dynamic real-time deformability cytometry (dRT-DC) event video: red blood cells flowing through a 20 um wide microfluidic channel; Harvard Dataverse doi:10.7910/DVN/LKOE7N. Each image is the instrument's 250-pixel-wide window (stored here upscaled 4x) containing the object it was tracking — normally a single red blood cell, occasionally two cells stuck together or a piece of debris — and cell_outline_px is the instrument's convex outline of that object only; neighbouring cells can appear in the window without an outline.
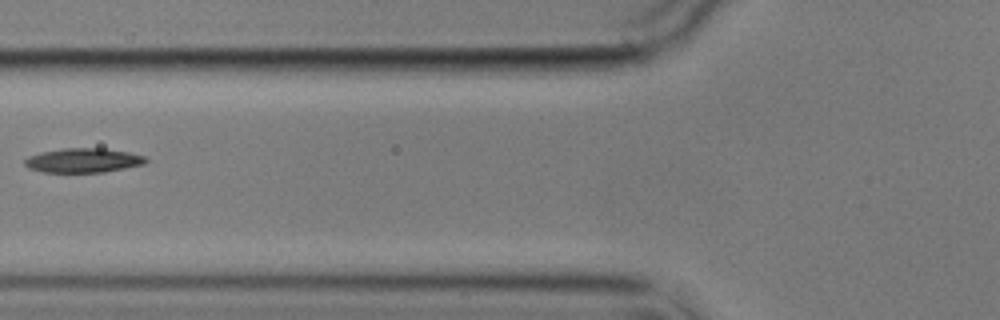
{"species": "common noctule bat (a hibernating species)", "species_latin": "Nyctalus noctula", "temperature_condition": "cold", "stored_images_in_passage": 6, "camera_frame_rate_fps": 3000, "um_per_image_px": 0.085, "animal": {"sex": "male", "body_mass_g": 17.9}, "frame": {"image": 1, "passage_image": 6, "time_ms": 7.0, "image_size_px": [1000, 320], "cell_outline_px": [[148, 160], [144, 164], [104, 172], [44, 172], [28, 168], [24, 164], [24, 160], [28, 156], [40, 152], [64, 148], [104, 148], [128, 152], [144, 156]], "centroid_in_image_um": [7.05, 13.63], "position_along_channel_um": 118.8, "area_um2": 17.17}}